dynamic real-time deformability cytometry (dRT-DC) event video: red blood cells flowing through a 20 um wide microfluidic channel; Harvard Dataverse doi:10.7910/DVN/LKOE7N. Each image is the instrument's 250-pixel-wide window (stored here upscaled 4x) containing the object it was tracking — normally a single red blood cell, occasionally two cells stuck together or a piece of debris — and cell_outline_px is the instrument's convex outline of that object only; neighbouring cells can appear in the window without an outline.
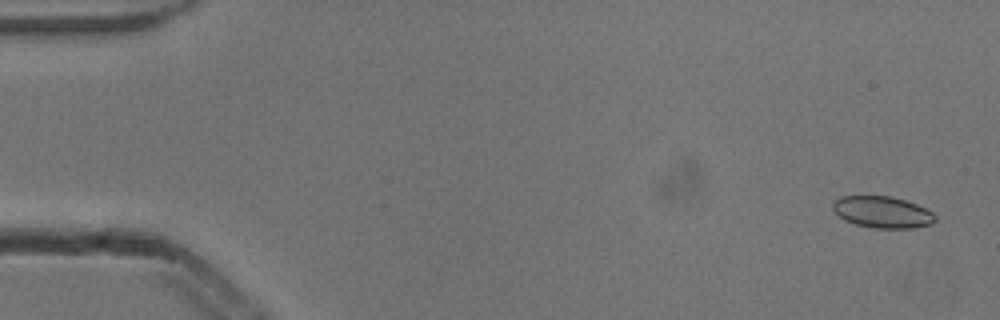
{"species": "common noctule bat (a hibernating species)", "species_latin": "Nyctalus noctula", "temperature_condition": "cold", "stored_images_in_passage": 4, "camera_frame_rate_fps": 3000, "um_per_image_px": 0.085, "animal": {"sex": "male", "body_mass_g": 13.3}, "frame": {"image": 1, "passage_image": 1, "time_ms": 0.0, "image_size_px": [1000, 320], "cell_outline_px": [[936, 220], [932, 224], [912, 228], [872, 228], [856, 224], [844, 220], [832, 208], [832, 200], [840, 196], [892, 196], [916, 204], [932, 212], [936, 216]], "centroid_in_image_um": [74.99, 18.03], "position_along_channel_um": 10.0, "area_um2": 18.9}}